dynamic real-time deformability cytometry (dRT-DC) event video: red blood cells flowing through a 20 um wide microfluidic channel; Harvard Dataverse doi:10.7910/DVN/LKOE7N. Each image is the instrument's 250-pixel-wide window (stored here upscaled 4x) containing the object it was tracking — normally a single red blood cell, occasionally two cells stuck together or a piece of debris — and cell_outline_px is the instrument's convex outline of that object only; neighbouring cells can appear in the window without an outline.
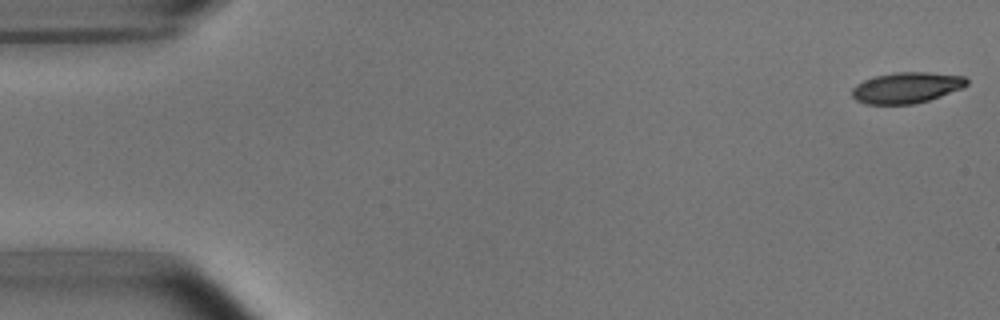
{"species": "common noctule bat (a hibernating species)", "species_latin": "Nyctalus noctula", "temperature_condition": "room temperature", "stored_images_in_passage": 52, "camera_frame_rate_fps": 3000, "um_per_image_px": 0.085, "animal": {"sex": "male", "body_mass_g": 15.6}, "frame": {"image": 1, "passage_image": 1, "time_ms": 0.0, "image_size_px": [1000, 320], "cell_outline_px": [[968, 84], [964, 88], [928, 100], [912, 104], [864, 104], [856, 100], [852, 96], [852, 88], [856, 84], [864, 80], [876, 76], [892, 72], [928, 72], [964, 76], [968, 80]], "centroid_in_image_um": [77.06, 7.45], "position_along_channel_um": 7.9, "area_um2": 20.75}}
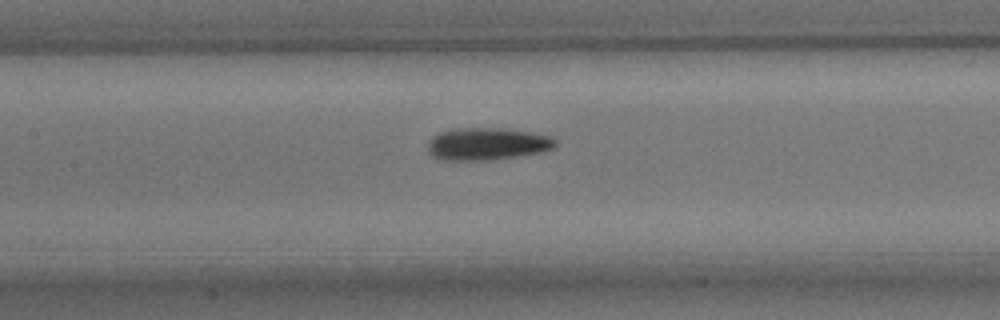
{"frame": {"image": 2, "passage_image": 24, "time_ms": 7.667, "image_size_px": [1000, 320], "cell_outline_px": [[556, 148], [540, 152], [492, 160], [440, 160], [432, 156], [428, 152], [428, 140], [432, 136], [440, 132], [452, 128], [500, 128], [528, 132], [548, 136], [556, 140]], "centroid_in_image_um": [41.35, 12.23], "position_along_channel_um": 166.0, "area_um2": 24.1}}
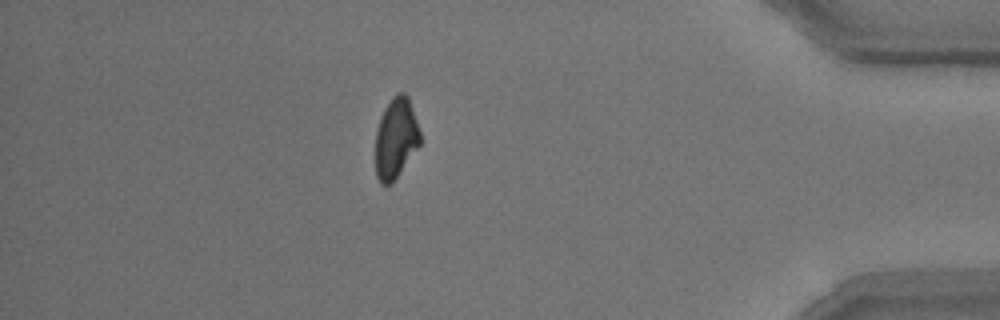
{"frame": {"image": 3, "passage_image": 46, "time_ms": 15.0, "image_size_px": [1000, 320], "cell_outline_px": [[420, 144], [396, 176], [388, 184], [380, 184], [376, 176], [376, 132], [384, 108], [392, 96], [396, 92], [404, 92], [408, 96], [420, 132]], "centroid_in_image_um": [33.64, 11.7], "position_along_channel_um": 401.6, "area_um2": 20.52}, "authors_computed_cell_mechanics": {"area_um2": 22.1085, "velocity_mm_per_s": 3.7876, "shape_relaxation_time_tau1_ms": 3.9665, "shape_relaxation_time_tau2_ms": 3.8235, "deformation_change_tau1": 0.14, "deformation_change_tau2": 0.0995}}